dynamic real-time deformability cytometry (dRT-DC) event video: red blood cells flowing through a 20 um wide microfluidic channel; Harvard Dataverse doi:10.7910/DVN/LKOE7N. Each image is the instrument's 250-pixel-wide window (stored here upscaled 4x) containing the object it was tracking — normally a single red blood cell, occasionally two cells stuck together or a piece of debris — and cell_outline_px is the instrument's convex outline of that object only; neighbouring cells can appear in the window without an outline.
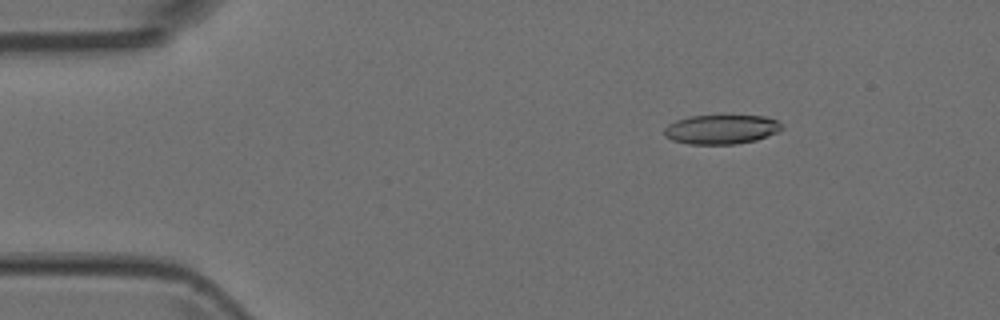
{"species": "Egyptian fruit bat (a non-hibernating species)", "species_latin": "Rousettus aegyptiacus", "temperature_condition": "room temperature", "stored_images_in_passage": 5, "camera_frame_rate_fps": 3000, "um_per_image_px": 0.085, "animal": {"sex": "female"}, "frame": {"image": 1, "passage_image": 3, "time_ms": 0.667, "image_size_px": [1000, 320], "cell_outline_px": [[784, 128], [768, 136], [756, 140], [736, 144], [688, 144], [672, 140], [664, 136], [664, 128], [668, 124], [676, 120], [688, 116], [764, 116], [776, 120]], "centroid_in_image_um": [61.28, 11.0], "position_along_channel_um": 23.7, "area_um2": 20.06}}